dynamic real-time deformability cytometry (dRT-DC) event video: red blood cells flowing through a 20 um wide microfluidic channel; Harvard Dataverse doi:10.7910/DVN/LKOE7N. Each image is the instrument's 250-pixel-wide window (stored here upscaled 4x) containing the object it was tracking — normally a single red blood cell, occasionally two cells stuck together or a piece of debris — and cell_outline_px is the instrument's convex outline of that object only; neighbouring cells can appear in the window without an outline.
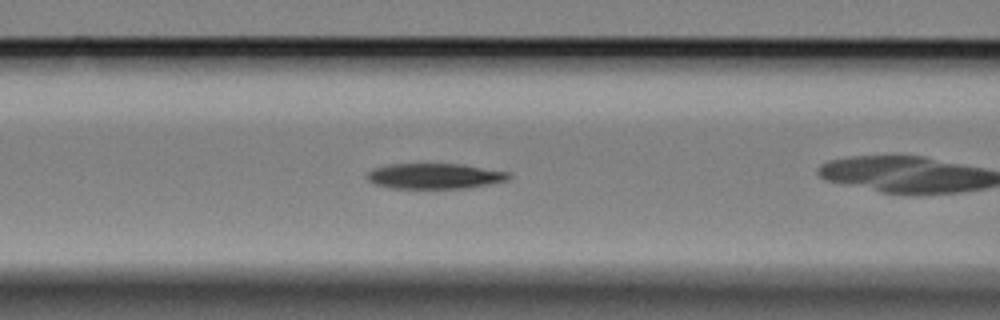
{"species": "Egyptian fruit bat (a non-hibernating species)", "species_latin": "Rousettus aegyptiacus", "temperature_condition": "cold", "stored_images_in_passage": 30, "camera_frame_rate_fps": 3000, "um_per_image_px": 0.085, "animal": {"sex": "female"}, "frame": {"image": 1, "passage_image": 6, "time_ms": 1.667, "image_size_px": [1000, 320], "cell_outline_px": [[512, 176], [508, 180], [468, 188], [388, 188], [376, 184], [368, 180], [364, 176], [372, 168], [388, 164], [460, 164], [508, 172]], "centroid_in_image_um": [36.9, 14.96], "position_along_channel_um": 129.7, "area_um2": 21.04}}
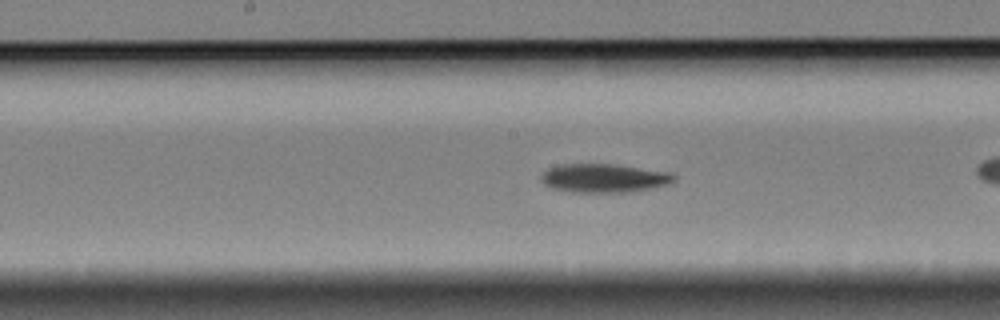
{"frame": {"image": 2, "passage_image": 12, "time_ms": 3.667, "image_size_px": [1000, 320], "cell_outline_px": [[676, 180], [668, 184], [652, 188], [632, 192], [572, 192], [552, 188], [544, 184], [540, 180], [540, 176], [548, 168], [560, 164], [612, 164], [672, 172], [676, 176]], "centroid_in_image_um": [51.35, 15.14], "position_along_channel_um": 196.8, "area_um2": 22.37}}
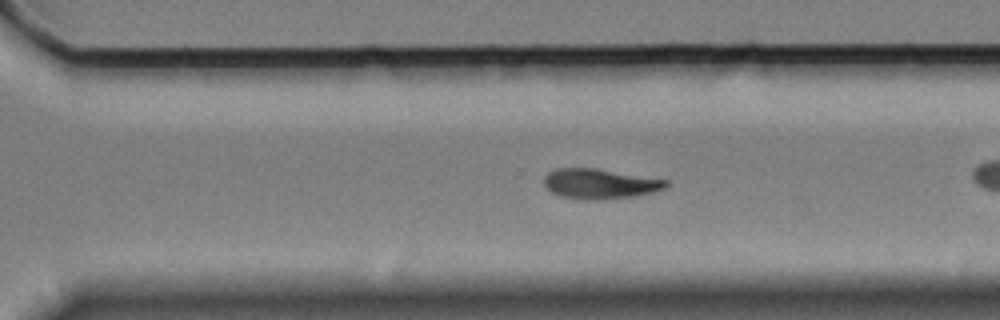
{"frame": {"image": 3, "passage_image": 23, "time_ms": 7.333, "image_size_px": [1000, 320], "cell_outline_px": [[668, 184], [664, 188], [652, 192], [636, 196], [600, 200], [580, 200], [560, 196], [552, 192], [544, 184], [544, 176], [548, 172], [556, 168], [596, 168], [668, 180]], "centroid_in_image_um": [50.96, 15.63], "position_along_channel_um": 319.6, "area_um2": 21.44}}